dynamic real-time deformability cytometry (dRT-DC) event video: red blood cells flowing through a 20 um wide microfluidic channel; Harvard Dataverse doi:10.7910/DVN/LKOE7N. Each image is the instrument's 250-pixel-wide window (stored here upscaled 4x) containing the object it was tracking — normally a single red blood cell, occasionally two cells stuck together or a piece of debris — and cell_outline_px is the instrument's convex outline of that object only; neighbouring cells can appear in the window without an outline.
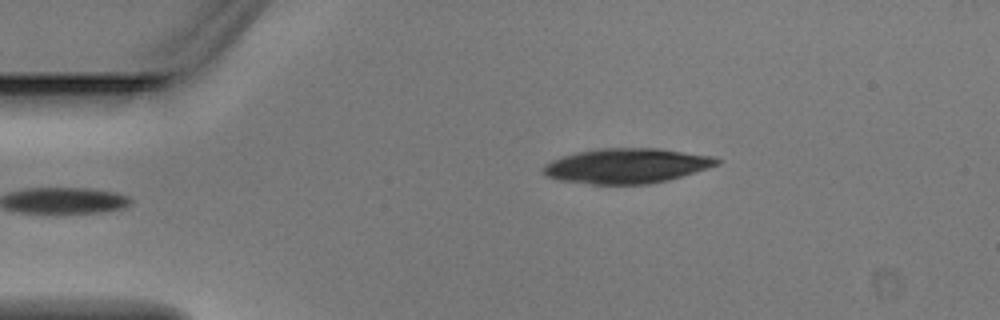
{"species": "Egyptian fruit bat (a non-hibernating species)", "species_latin": "Rousettus aegyptiacus", "temperature_condition": "warm", "stored_images_in_passage": 2, "camera_frame_rate_fps": 3000, "um_per_image_px": 0.085, "animal": {"sex": "male"}, "frame": {"image": 1, "passage_image": 1, "time_ms": 0.0, "image_size_px": [1000, 320], "cell_outline_px": [[720, 164], [708, 168], [668, 180], [652, 184], [592, 184], [560, 180], [548, 176], [544, 172], [544, 164], [552, 160], [576, 152], [596, 148], [660, 148], [712, 156], [720, 160]], "centroid_in_image_um": [53.29, 14.09], "position_along_channel_um": 31.7, "area_um2": 35.26}}